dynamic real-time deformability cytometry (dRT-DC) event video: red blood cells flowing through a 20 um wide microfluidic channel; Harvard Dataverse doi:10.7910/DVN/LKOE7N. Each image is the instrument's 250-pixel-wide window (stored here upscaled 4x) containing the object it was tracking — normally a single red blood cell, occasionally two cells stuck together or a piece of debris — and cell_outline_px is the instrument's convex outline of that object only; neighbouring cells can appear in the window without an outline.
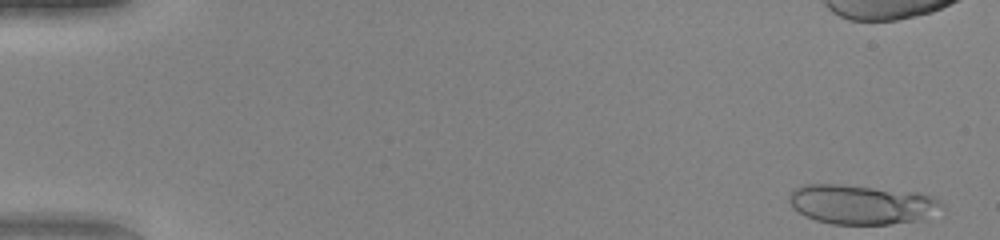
{"species": "human", "species_latin": "Homo sapiens", "temperature_condition": "warm", "stored_images_in_passage": 49, "camera_frame_rate_fps": 3000, "um_per_image_px": 0.085, "donor": {"sex": "female"}, "frame": {"image": 1, "passage_image": 1, "time_ms": 0.0, "image_size_px": [1000, 240], "cell_outline_px": [[944, 216], [924, 220], [888, 224], [832, 224], [816, 220], [804, 216], [792, 208], [788, 200], [788, 196], [792, 188], [800, 184], [840, 184], [920, 192], [932, 196], [940, 200], [944, 204]], "centroid_in_image_um": [73.34, 17.38], "position_along_channel_um": 11.7, "area_um2": 36.47}}
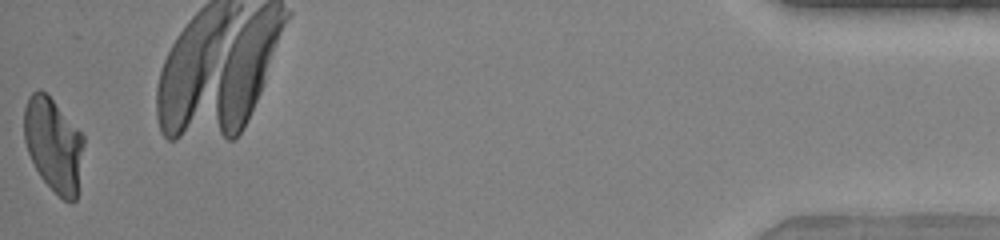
{"frame": {"image": 2, "passage_image": 49, "time_ms": 16.0, "image_size_px": [1000, 240], "cell_outline_px": [[84, 144], [76, 200], [72, 204], [64, 200], [40, 176], [28, 152], [24, 140], [24, 108], [28, 96], [32, 92], [40, 88], [52, 100], [84, 136]], "centroid_in_image_um": [4.54, 12.3], "position_along_channel_um": 430.7, "area_um2": 32.19}, "authors_computed_cell_mechanics": {"area_um2": 34.7378, "velocity_mm_per_s": 4.1642, "shape_relaxation_time_tau1_ms": null, "shape_relaxation_time_tau2_ms": 0.8003, "deformation_change_tau1": null, "deformation_change_tau2": 0.1019}}